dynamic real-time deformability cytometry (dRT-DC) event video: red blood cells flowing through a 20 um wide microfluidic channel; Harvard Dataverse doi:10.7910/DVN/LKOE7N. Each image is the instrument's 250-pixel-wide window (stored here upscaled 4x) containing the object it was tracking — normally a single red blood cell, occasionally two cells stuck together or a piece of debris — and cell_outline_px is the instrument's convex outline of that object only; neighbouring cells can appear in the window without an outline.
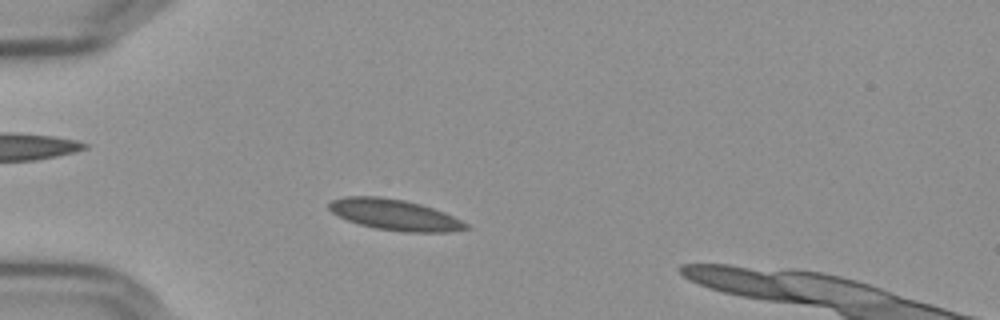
{"species": "Egyptian fruit bat (a non-hibernating species)", "species_latin": "Rousettus aegyptiacus", "temperature_condition": "cold", "stored_images_in_passage": 51, "camera_frame_rate_fps": 3000, "um_per_image_px": 0.085, "frame": {"image": 1, "passage_image": 11, "time_ms": 3.333, "image_size_px": [1000, 320], "cell_outline_px": [[468, 228], [448, 232], [404, 232], [376, 228], [360, 224], [348, 220], [332, 212], [328, 208], [328, 204], [332, 200], [348, 196], [380, 196], [404, 200], [420, 204], [444, 212], [468, 224]], "centroid_in_image_um": [33.54, 18.25], "position_along_channel_um": 51.5, "area_um2": 24.33}}
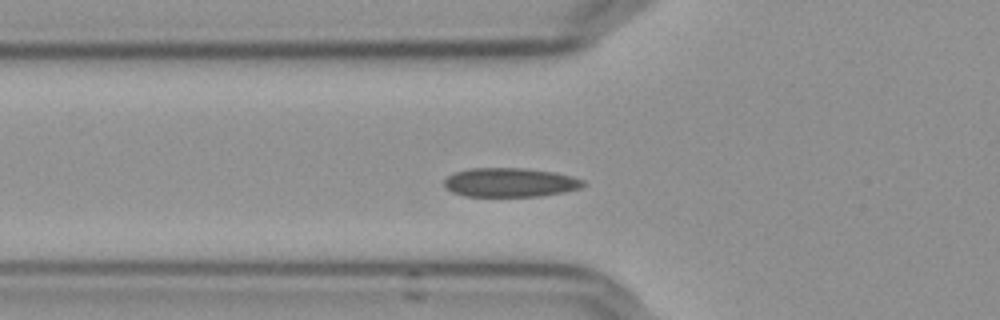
{"frame": {"image": 2, "passage_image": 15, "time_ms": 4.667, "image_size_px": [1000, 320], "cell_outline_px": [[588, 184], [580, 188], [564, 192], [540, 196], [464, 196], [452, 192], [444, 184], [444, 180], [448, 176], [456, 172], [472, 168], [524, 168], [552, 172], [572, 176], [584, 180]], "centroid_in_image_um": [43.39, 15.51], "position_along_channel_um": 82.4, "area_um2": 23.47}}
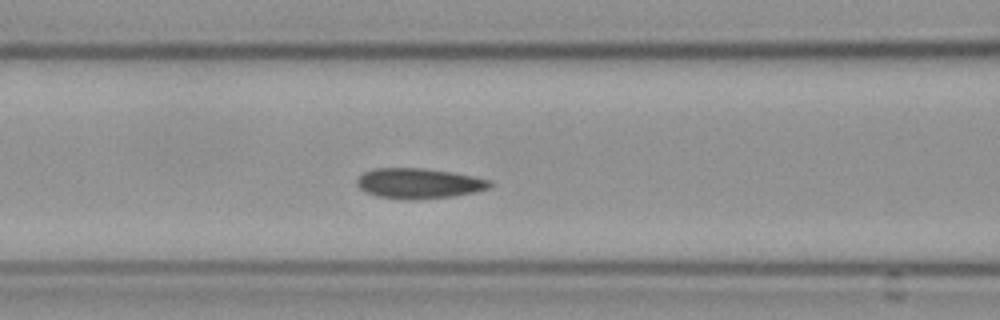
{"frame": {"image": 3, "passage_image": 19, "time_ms": 6.0, "image_size_px": [1000, 320], "cell_outline_px": [[492, 184], [488, 188], [472, 192], [452, 196], [408, 200], [380, 196], [368, 192], [360, 188], [356, 184], [356, 180], [364, 172], [376, 168], [424, 168], [452, 172], [492, 180]], "centroid_in_image_um": [35.6, 15.57], "position_along_channel_um": 131.0, "area_um2": 23.12}, "authors_computed_cell_mechanics": {"area_um2": 22.7154, "velocity_mm_per_s": 3.5918, "shape_relaxation_time_tau1_ms": 5.0483, "shape_relaxation_time_tau2_ms": 2.3467, "deformation_change_tau1": 0.1086, "deformation_change_tau2": 0.0439}}